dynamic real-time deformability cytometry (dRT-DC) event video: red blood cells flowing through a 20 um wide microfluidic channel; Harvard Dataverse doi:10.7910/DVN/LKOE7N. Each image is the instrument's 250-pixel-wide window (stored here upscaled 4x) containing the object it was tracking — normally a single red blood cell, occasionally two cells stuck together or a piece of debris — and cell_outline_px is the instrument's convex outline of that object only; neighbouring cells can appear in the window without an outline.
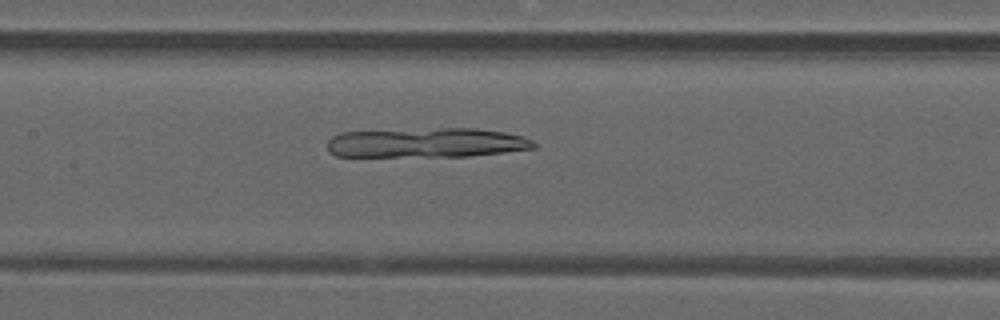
{"species": "common noctule bat (a hibernating species)", "species_latin": "Nyctalus noctula", "temperature_condition": "warm", "stored_images_in_passage": 46, "camera_frame_rate_fps": 3000, "um_per_image_px": 0.085, "animal": {"sex": "male", "forearm_length_mm": 52.5}, "frame": {"image": 1, "passage_image": 20, "time_ms": 6.333, "image_size_px": [1000, 320], "cell_outline_px": [[536, 148], [504, 152], [468, 156], [336, 156], [328, 152], [328, 140], [332, 136], [340, 132], [440, 128], [476, 128], [504, 132], [524, 136], [532, 140], [536, 144]], "centroid_in_image_um": [36.27, 12.13], "position_along_channel_um": 171.1, "area_um2": 35.72}}
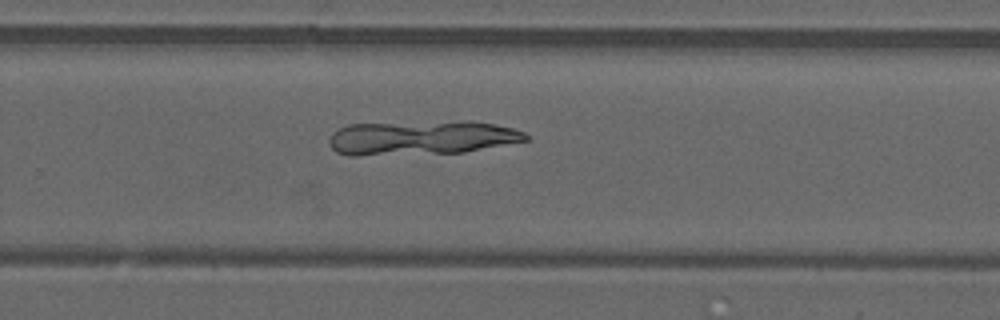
{"frame": {"image": 2, "passage_image": 29, "time_ms": 9.333, "image_size_px": [1000, 320], "cell_outline_px": [[528, 140], [464, 152], [356, 156], [348, 156], [336, 152], [332, 148], [328, 140], [332, 132], [348, 124], [468, 120], [472, 120], [512, 128], [524, 132], [528, 136]], "centroid_in_image_um": [35.78, 11.7], "position_along_channel_um": 294.0, "area_um2": 39.59}}
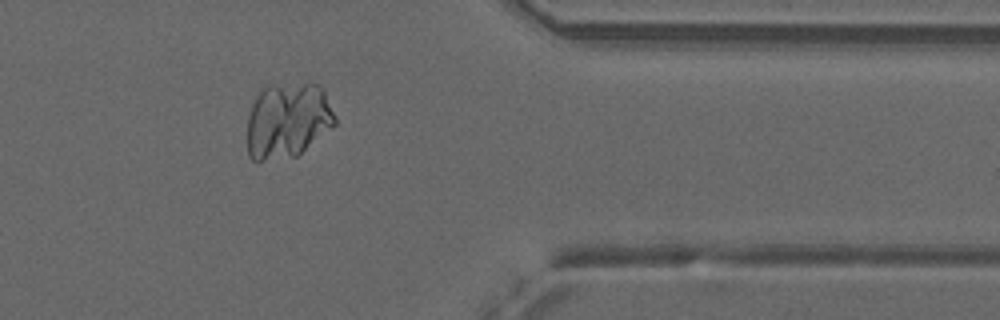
{"frame": {"image": 3, "passage_image": 37, "time_ms": 12.0, "image_size_px": [1000, 320], "cell_outline_px": [[336, 124], [332, 128], [296, 156], [256, 164], [248, 156], [248, 116], [252, 104], [256, 96], [264, 84], [320, 84], [324, 88], [336, 116]], "centroid_in_image_um": [24.44, 10.24], "position_along_channel_um": 387.0, "area_um2": 39.48}}